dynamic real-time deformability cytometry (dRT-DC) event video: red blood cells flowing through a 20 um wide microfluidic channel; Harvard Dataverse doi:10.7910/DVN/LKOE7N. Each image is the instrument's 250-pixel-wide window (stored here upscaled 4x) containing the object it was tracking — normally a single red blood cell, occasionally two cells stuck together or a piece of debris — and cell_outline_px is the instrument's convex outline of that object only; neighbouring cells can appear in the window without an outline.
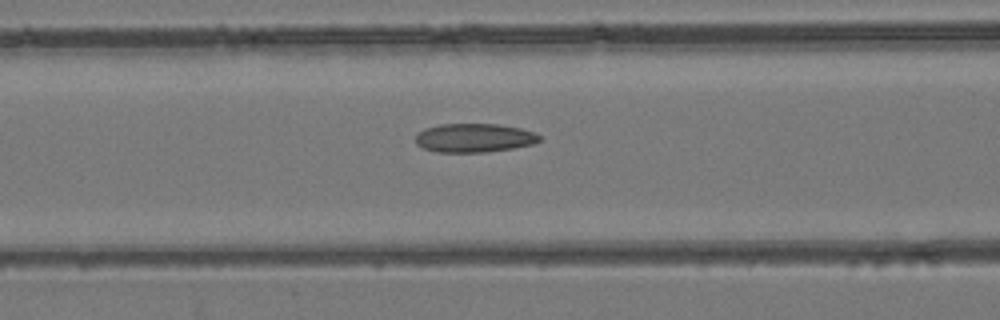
{"species": "common noctule bat (a hibernating species)", "species_latin": "Nyctalus noctula", "temperature_condition": "room temperature", "stored_images_in_passage": 31, "camera_frame_rate_fps": 3000, "um_per_image_px": 0.085, "animal": {"sex": "female", "body_mass_g": 24.6, "forearm_length_mm": 56.2}, "frame": {"image": 1, "passage_image": 7, "time_ms": 2.0, "image_size_px": [1000, 320], "cell_outline_px": [[540, 140], [532, 144], [512, 148], [484, 152], [440, 152], [424, 148], [416, 144], [416, 136], [424, 128], [440, 124], [496, 124], [520, 128], [536, 132], [540, 136]], "centroid_in_image_um": [40.31, 11.71], "position_along_channel_um": 126.3, "area_um2": 20.63}}
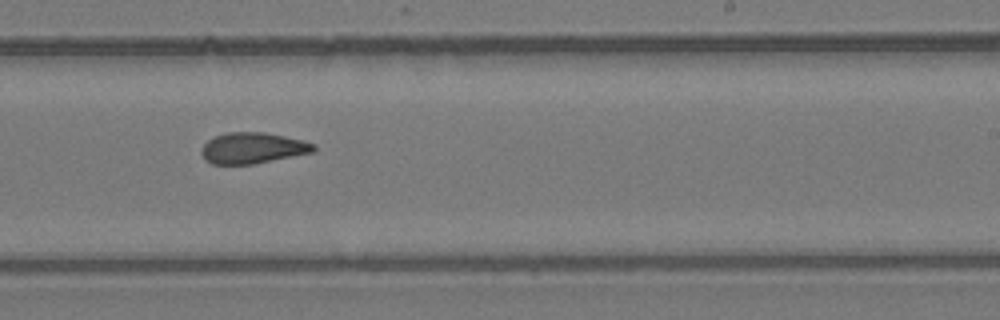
{"frame": {"image": 2, "passage_image": 17, "time_ms": 5.333, "image_size_px": [1000, 320], "cell_outline_px": [[316, 148], [312, 152], [252, 164], [212, 164], [200, 152], [204, 144], [208, 140], [216, 136], [228, 132], [264, 132], [304, 140], [316, 144]], "centroid_in_image_um": [21.49, 12.57], "position_along_channel_um": 267.5, "area_um2": 20.0}}
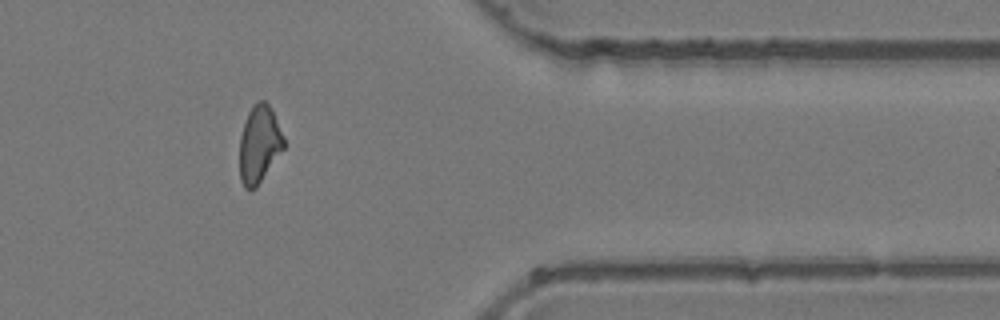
{"frame": {"image": 3, "passage_image": 27, "time_ms": 8.667, "image_size_px": [1000, 320], "cell_outline_px": [[284, 148], [256, 188], [244, 188], [240, 180], [240, 136], [248, 112], [252, 104], [256, 100], [264, 100], [268, 104], [284, 136]], "centroid_in_image_um": [22.02, 12.25], "position_along_channel_um": 389.4, "area_um2": 19.77}}